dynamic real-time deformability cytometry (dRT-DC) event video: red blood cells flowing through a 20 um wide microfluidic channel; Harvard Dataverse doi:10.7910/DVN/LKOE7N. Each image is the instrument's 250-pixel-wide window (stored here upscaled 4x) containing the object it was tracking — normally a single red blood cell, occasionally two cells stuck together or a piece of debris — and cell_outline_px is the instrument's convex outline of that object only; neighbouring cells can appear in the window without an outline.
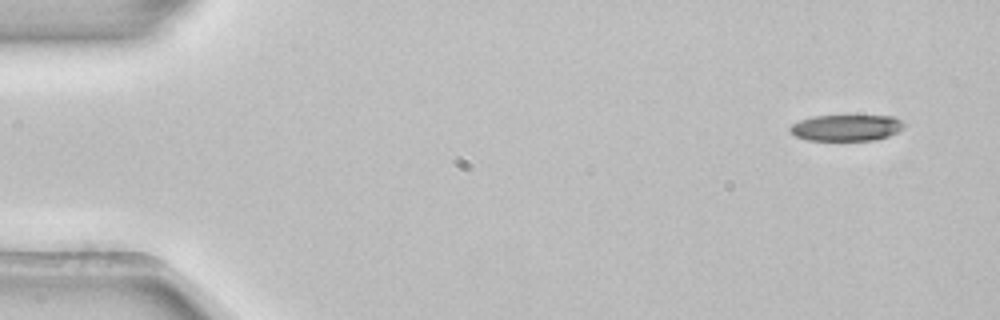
{"species": "common noctule bat (a hibernating species)", "species_latin": "Nyctalus noctula", "temperature_condition": "room temperature", "stored_images_in_passage": 4, "camera_frame_rate_fps": 3000, "um_per_image_px": 0.085, "animal": {"sex": "female", "body_mass_g": 22.7, "forearm_length_mm": 54.2}, "frame": {"image": 1, "passage_image": 1, "time_ms": 0.0, "image_size_px": [1000, 320], "cell_outline_px": [[904, 128], [888, 136], [876, 140], [808, 140], [796, 136], [788, 128], [792, 124], [800, 120], [812, 116], [896, 116], [904, 124]], "centroid_in_image_um": [71.95, 10.85], "position_along_channel_um": 13.1, "area_um2": 17.34}}
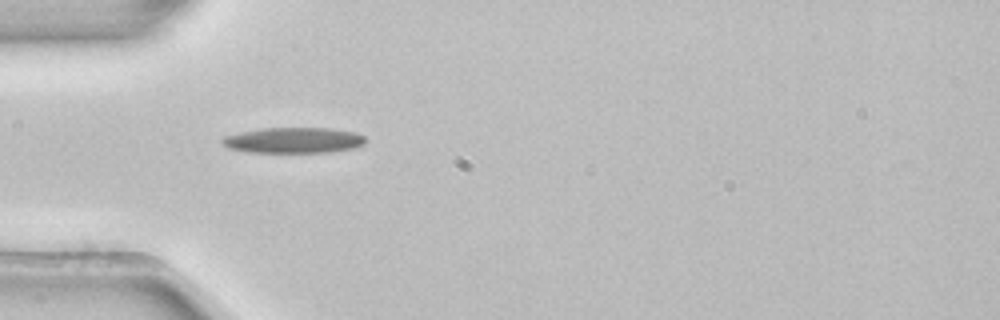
{"frame": {"image": 2, "passage_image": 4, "time_ms": 1.0, "image_size_px": [1000, 320], "cell_outline_px": [[364, 144], [356, 148], [332, 152], [248, 152], [228, 148], [220, 140], [224, 136], [240, 132], [264, 128], [332, 128], [356, 132], [364, 136]], "centroid_in_image_um": [24.98, 11.92], "position_along_channel_um": 60.0, "area_um2": 21.5}}